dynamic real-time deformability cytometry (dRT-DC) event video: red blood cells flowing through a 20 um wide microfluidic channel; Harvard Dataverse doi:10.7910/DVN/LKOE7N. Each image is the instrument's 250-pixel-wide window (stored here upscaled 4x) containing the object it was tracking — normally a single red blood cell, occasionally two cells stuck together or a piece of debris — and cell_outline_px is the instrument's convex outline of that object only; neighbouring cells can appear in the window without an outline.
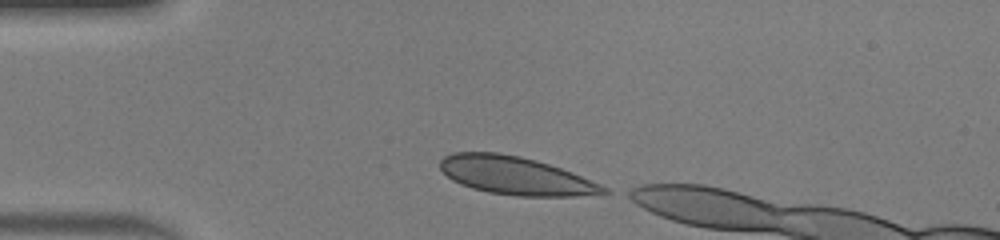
{"species": "human", "species_latin": "Homo sapiens", "temperature_condition": "warm", "stored_images_in_passage": 38, "camera_frame_rate_fps": 3000, "um_per_image_px": 0.085, "donor": {"sex": "male"}, "frame": {"image": 1, "passage_image": 1, "time_ms": 0.0, "image_size_px": [1000, 240], "cell_outline_px": [[612, 192], [576, 196], [516, 196], [488, 192], [472, 188], [460, 184], [452, 180], [440, 168], [440, 160], [444, 156], [452, 152], [500, 152], [520, 156], [536, 160], [572, 172], [600, 184], [608, 188]], "centroid_in_image_um": [43.81, 14.92], "position_along_channel_um": 41.2, "area_um2": 36.24}}
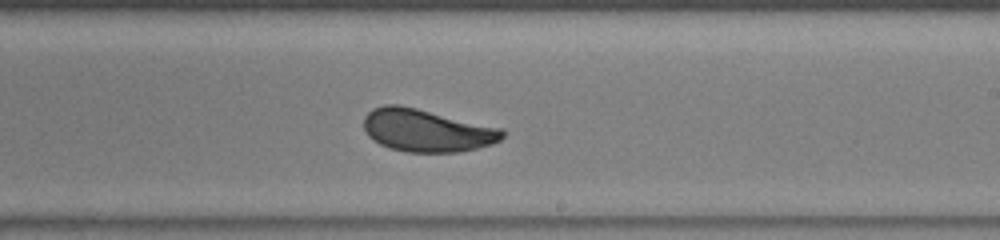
{"frame": {"image": 2, "passage_image": 18, "time_ms": 5.667, "image_size_px": [1000, 240], "cell_outline_px": [[504, 136], [500, 140], [492, 144], [460, 152], [408, 152], [392, 148], [380, 144], [372, 140], [368, 136], [364, 128], [364, 116], [372, 108], [384, 104], [400, 104], [504, 128]], "centroid_in_image_um": [36.27, 11.07], "position_along_channel_um": 252.7, "area_um2": 34.68}}
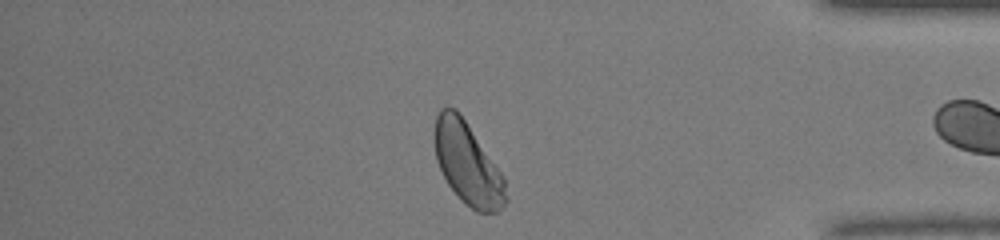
{"frame": {"image": 3, "passage_image": 30, "time_ms": 9.667, "image_size_px": [1000, 240], "cell_outline_px": [[508, 200], [496, 212], [476, 212], [448, 184], [436, 160], [432, 140], [432, 136], [436, 116], [440, 108], [456, 108], [460, 112], [504, 176]], "centroid_in_image_um": [39.73, 13.85], "position_along_channel_um": 395.5, "area_um2": 34.04}, "authors_computed_cell_mechanics": {"area_um2": 34.6511, "velocity_mm_per_s": 4.2914, "shape_relaxation_time_tau1_ms": 3.5925, "shape_relaxation_time_tau2_ms": null, "deformation_change_tau1": 0.1379, "deformation_change_tau2": null}}